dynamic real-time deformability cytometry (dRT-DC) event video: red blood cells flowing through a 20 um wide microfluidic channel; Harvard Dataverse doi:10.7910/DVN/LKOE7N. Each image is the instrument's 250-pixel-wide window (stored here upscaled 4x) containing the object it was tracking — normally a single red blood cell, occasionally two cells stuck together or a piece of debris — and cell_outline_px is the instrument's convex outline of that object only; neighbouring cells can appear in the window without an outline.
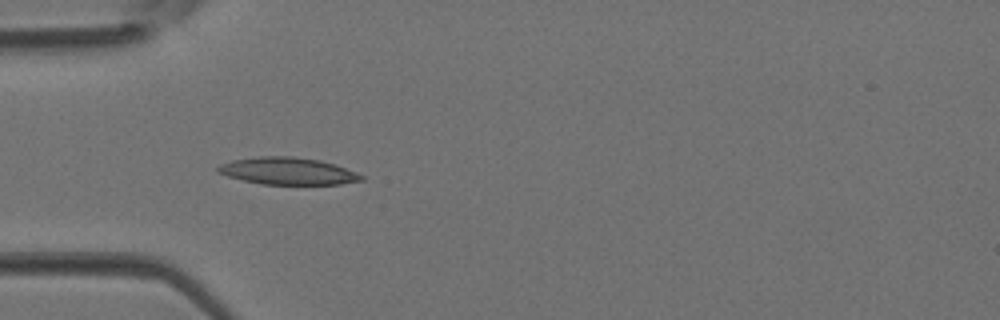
{"species": "Egyptian fruit bat (a non-hibernating species)", "species_latin": "Rousettus aegyptiacus", "temperature_condition": "room temperature", "stored_images_in_passage": 4, "camera_frame_rate_fps": 3000, "um_per_image_px": 0.085, "animal": {"sex": "female"}, "frame": {"image": 1, "passage_image": 3, "time_ms": 0.667, "image_size_px": [1000, 320], "cell_outline_px": [[364, 180], [340, 184], [260, 184], [228, 176], [216, 172], [216, 168], [220, 164], [232, 160], [256, 156], [292, 156], [320, 160], [336, 164], [356, 172], [364, 176]], "centroid_in_image_um": [24.46, 14.53], "position_along_channel_um": 60.5, "area_um2": 22.77}}
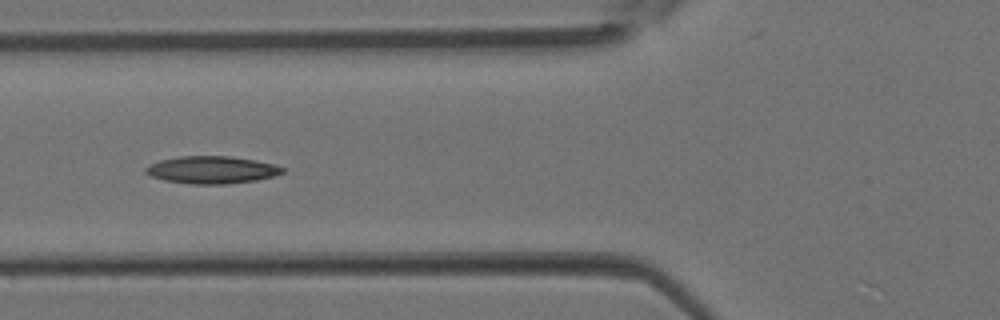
{"frame": {"image": 2, "passage_image": 4, "time_ms": 1.0, "image_size_px": [1000, 320], "cell_outline_px": [[288, 168], [284, 172], [276, 176], [256, 180], [224, 184], [188, 184], [164, 180], [152, 176], [144, 172], [144, 168], [148, 164], [160, 160], [180, 156], [232, 156], [256, 160], [276, 164]], "centroid_in_image_um": [18.04, 14.43], "position_along_channel_um": 107.8, "area_um2": 22.2}}